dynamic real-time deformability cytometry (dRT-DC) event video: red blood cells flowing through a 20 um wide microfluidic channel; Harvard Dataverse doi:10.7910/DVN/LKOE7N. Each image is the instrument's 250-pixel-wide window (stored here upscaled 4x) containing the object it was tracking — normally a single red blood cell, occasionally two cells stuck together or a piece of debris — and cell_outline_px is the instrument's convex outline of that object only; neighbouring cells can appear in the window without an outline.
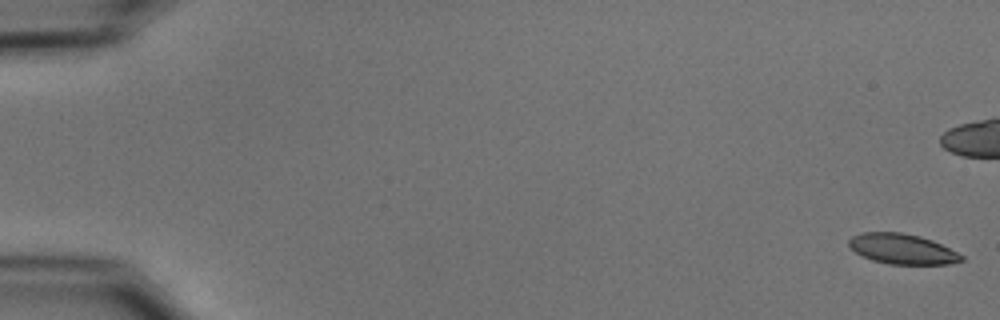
{"species": "common noctule bat (a hibernating species)", "species_latin": "Nyctalus noctula", "temperature_condition": "cold", "stored_images_in_passage": 55, "camera_frame_rate_fps": 3000, "um_per_image_px": 0.085, "animal": {"sex": "male", "body_mass_g": 15.6}, "frame": {"image": 1, "passage_image": 1, "time_ms": 0.0, "image_size_px": [1000, 320], "cell_outline_px": [[964, 260], [948, 264], [888, 264], [872, 260], [856, 252], [848, 244], [848, 240], [852, 236], [860, 232], [900, 232], [920, 236], [932, 240], [964, 256]], "centroid_in_image_um": [76.68, 21.15], "position_along_channel_um": 8.3, "area_um2": 19.71}}
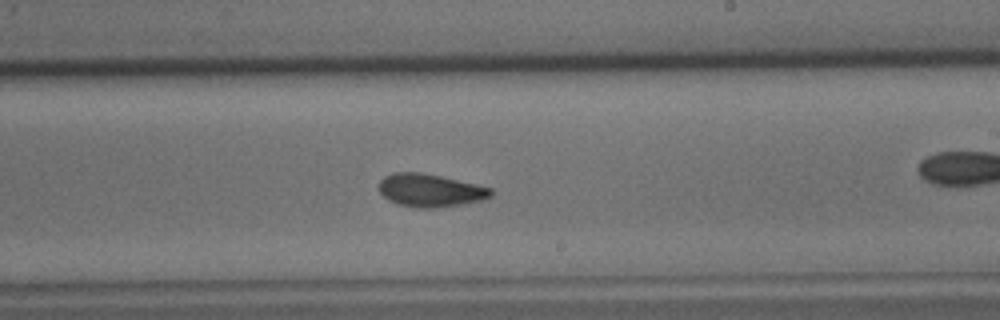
{"frame": {"image": 2, "passage_image": 33, "time_ms": 10.667, "image_size_px": [1000, 320], "cell_outline_px": [[492, 196], [484, 200], [436, 208], [416, 208], [400, 204], [388, 200], [376, 188], [380, 180], [384, 176], [392, 172], [420, 172], [440, 176], [476, 184], [492, 188]], "centroid_in_image_um": [36.54, 16.18], "position_along_channel_um": 252.5, "area_um2": 21.62}}
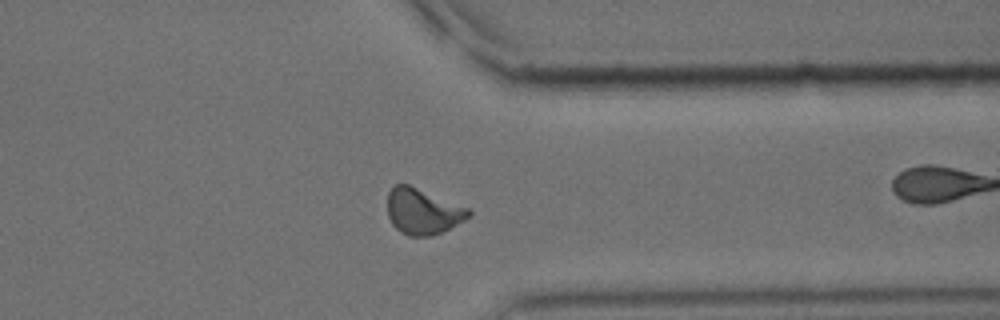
{"frame": {"image": 3, "passage_image": 43, "time_ms": 14.0, "image_size_px": [1000, 320], "cell_outline_px": [[472, 212], [464, 220], [432, 236], [408, 236], [400, 232], [392, 224], [388, 216], [388, 192], [396, 184], [408, 184], [468, 208]], "centroid_in_image_um": [35.9, 17.97], "position_along_channel_um": 375.5, "area_um2": 21.33}, "authors_computed_cell_mechanics": {"area_um2": 21.097, "velocity_mm_per_s": 3.7567, "shape_relaxation_time_tau1_ms": 8.7594, "shape_relaxation_time_tau2_ms": 3.2858, "deformation_change_tau1": 0.1943, "deformation_change_tau2": 0.0938}}